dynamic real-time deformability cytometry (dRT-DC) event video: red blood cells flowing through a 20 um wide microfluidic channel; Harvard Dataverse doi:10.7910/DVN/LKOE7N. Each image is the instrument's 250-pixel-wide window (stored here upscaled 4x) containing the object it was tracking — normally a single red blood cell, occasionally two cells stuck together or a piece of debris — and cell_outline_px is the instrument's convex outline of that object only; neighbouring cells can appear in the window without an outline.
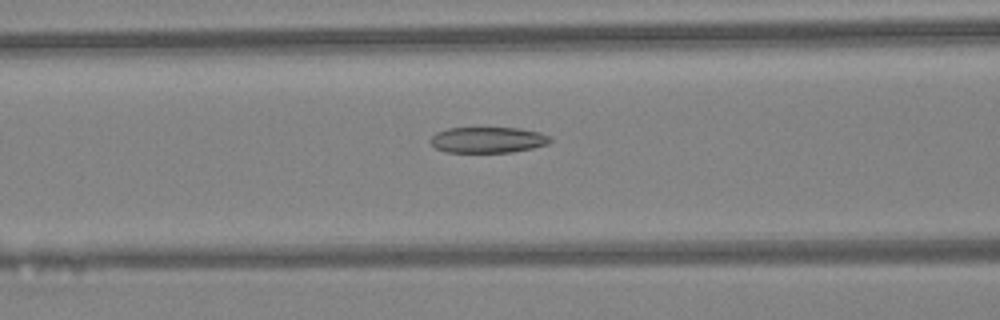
{"species": "Egyptian fruit bat (a non-hibernating species)", "species_latin": "Rousettus aegyptiacus", "temperature_condition": "warm", "stored_images_in_passage": 46, "camera_frame_rate_fps": 3000, "um_per_image_px": 0.085, "animal": {"sex": "female"}, "frame": {"image": 1, "passage_image": 19, "time_ms": 6.0, "image_size_px": [1000, 320], "cell_outline_px": [[552, 140], [548, 144], [532, 148], [512, 152], [444, 152], [436, 148], [428, 140], [436, 132], [448, 128], [520, 128], [540, 132], [552, 136]], "centroid_in_image_um": [41.48, 11.89], "position_along_channel_um": 125.1, "area_um2": 18.21}}
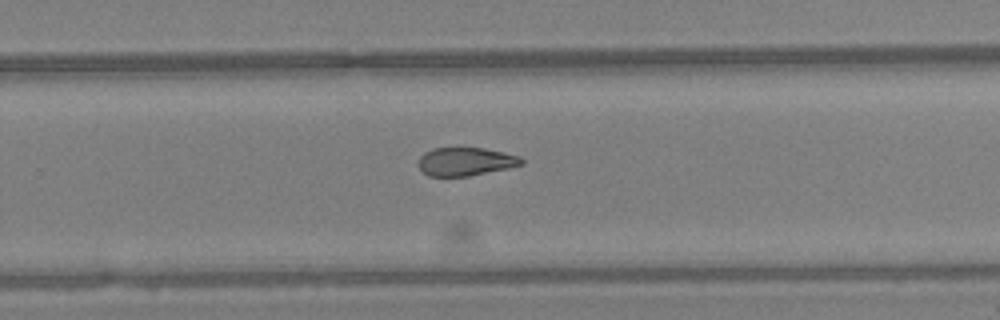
{"frame": {"image": 2, "passage_image": 30, "time_ms": 9.667, "image_size_px": [1000, 320], "cell_outline_px": [[524, 164], [508, 168], [468, 176], [428, 176], [420, 168], [420, 156], [424, 152], [432, 148], [456, 144], [460, 144], [484, 148], [504, 152], [520, 156], [524, 160]], "centroid_in_image_um": [39.57, 13.67], "position_along_channel_um": 290.2, "area_um2": 17.74}}
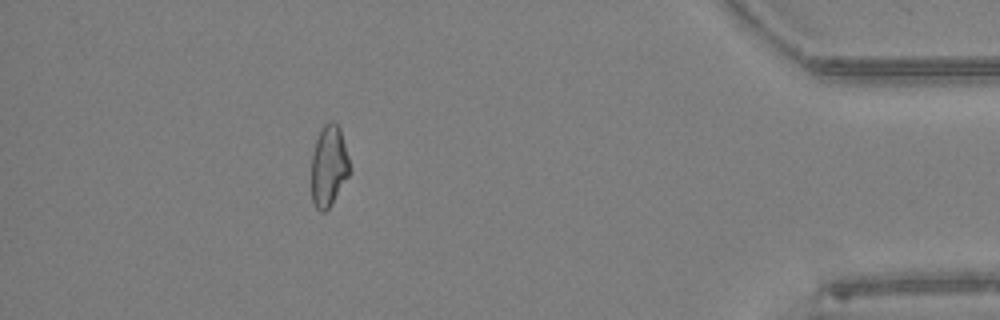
{"frame": {"image": 3, "passage_image": 41, "time_ms": 13.333, "image_size_px": [1000, 320], "cell_outline_px": [[352, 172], [328, 208], [324, 212], [320, 212], [316, 208], [312, 200], [312, 156], [316, 140], [324, 124], [328, 120], [332, 120], [340, 128], [352, 168]], "centroid_in_image_um": [27.98, 14.1], "position_along_channel_um": 407.2, "area_um2": 18.21}, "authors_computed_cell_mechanics": {"area_um2": 19.1029, "velocity_mm_per_s": 4.524, "shape_relaxation_time_tau1_ms": null, "shape_relaxation_time_tau2_ms": 4.5123, "deformation_change_tau1": null, "deformation_change_tau2": 0.1247}}